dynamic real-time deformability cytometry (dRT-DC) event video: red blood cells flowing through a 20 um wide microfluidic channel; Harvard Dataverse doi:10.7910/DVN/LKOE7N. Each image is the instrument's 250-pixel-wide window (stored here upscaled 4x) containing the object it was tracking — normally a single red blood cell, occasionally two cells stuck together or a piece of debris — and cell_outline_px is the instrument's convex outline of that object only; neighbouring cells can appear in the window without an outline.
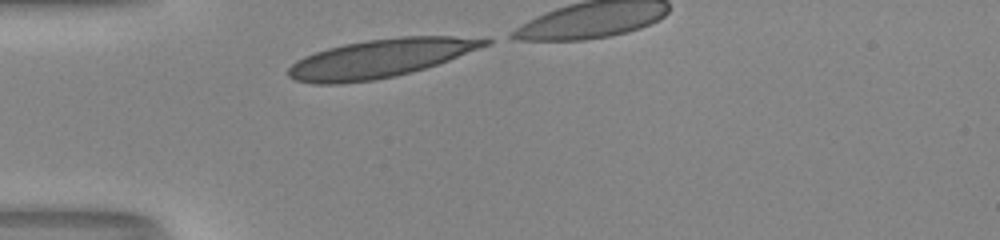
{"species": "human", "species_latin": "Homo sapiens", "temperature_condition": "room temperature", "stored_images_in_passage": 9, "camera_frame_rate_fps": 3000, "um_per_image_px": 0.085, "donor": {"sex": "male"}, "frame": {"image": 1, "passage_image": 1, "time_ms": 0.0, "image_size_px": [1000, 240], "cell_outline_px": [[492, 44], [448, 60], [424, 68], [396, 76], [372, 80], [340, 84], [312, 84], [296, 80], [288, 76], [288, 68], [296, 60], [304, 56], [328, 48], [344, 44], [368, 40], [404, 36], [452, 36], [492, 40]], "centroid_in_image_um": [32.29, 4.97], "position_along_channel_um": 52.7, "area_um2": 43.64}}